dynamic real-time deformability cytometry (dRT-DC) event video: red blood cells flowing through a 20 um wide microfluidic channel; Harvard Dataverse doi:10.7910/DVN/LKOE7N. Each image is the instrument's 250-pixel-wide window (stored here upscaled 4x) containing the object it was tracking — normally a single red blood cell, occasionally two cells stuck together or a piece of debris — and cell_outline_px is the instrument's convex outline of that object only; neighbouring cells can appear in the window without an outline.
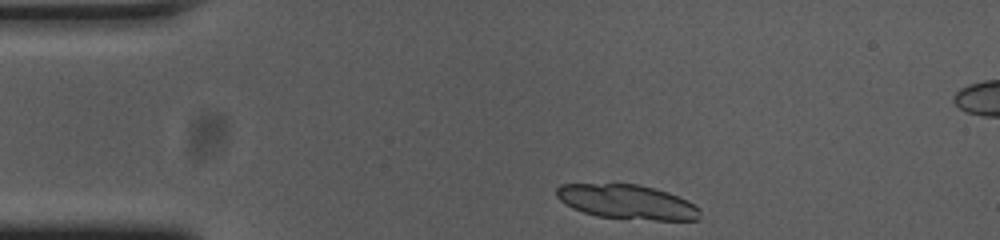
{"species": "common noctule bat (a hibernating species)", "species_latin": "Nyctalus noctula", "temperature_condition": "cold", "stored_images_in_passage": 17, "camera_frame_rate_fps": 3000, "um_per_image_px": 0.085, "animal": {"sex": "female", "body_mass_g": 23.0, "forearm_length_mm": 53.4}, "frame": {"image": 1, "passage_image": 1, "time_ms": 0.0, "image_size_px": [1000, 240], "cell_outline_px": [[700, 216], [696, 220], [652, 220], [596, 216], [572, 208], [560, 200], [556, 196], [556, 188], [560, 184], [640, 184], [656, 188], [668, 192], [688, 200], [700, 208]], "centroid_in_image_um": [53.32, 17.16], "position_along_channel_um": 31.7, "area_um2": 28.9}}